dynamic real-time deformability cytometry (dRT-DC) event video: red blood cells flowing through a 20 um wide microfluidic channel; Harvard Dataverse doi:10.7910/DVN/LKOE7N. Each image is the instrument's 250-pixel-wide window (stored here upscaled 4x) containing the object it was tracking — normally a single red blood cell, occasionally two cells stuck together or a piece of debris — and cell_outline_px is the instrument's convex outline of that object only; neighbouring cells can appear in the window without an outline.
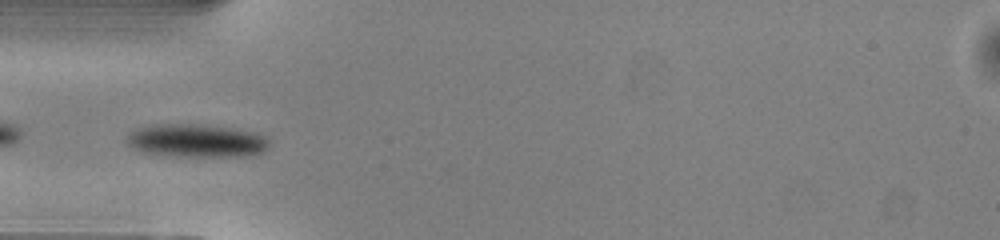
{"species": "common noctule bat (a hibernating species)", "species_latin": "Nyctalus noctula", "temperature_condition": "warm", "stored_images_in_passage": 49, "camera_frame_rate_fps": 3000, "um_per_image_px": 0.085, "animal": {"sex": "male", "body_mass_g": 13.0, "forearm_length_mm": 53.1}, "frame": {"image": 1, "passage_image": 14, "time_ms": 4.333, "image_size_px": [1000, 240], "cell_outline_px": [[268, 148], [264, 152], [244, 156], [176, 156], [144, 152], [132, 148], [124, 140], [136, 128], [152, 124], [196, 124], [228, 128], [256, 132], [264, 136], [268, 140]], "centroid_in_image_um": [16.68, 11.96], "position_along_channel_um": 68.3, "area_um2": 27.4}}
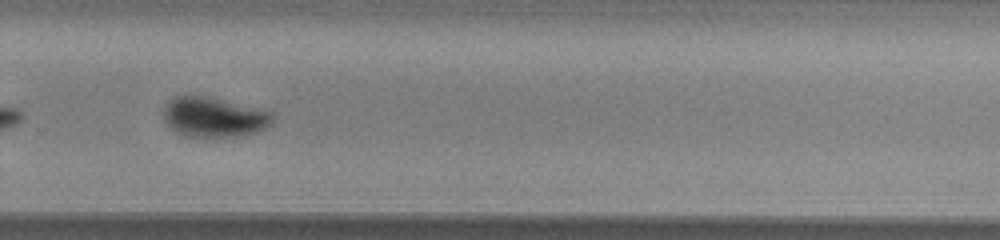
{"frame": {"image": 2, "passage_image": 32, "time_ms": 10.333, "image_size_px": [1000, 240], "cell_outline_px": [[272, 124], [256, 132], [240, 136], [188, 136], [176, 132], [168, 124], [164, 116], [164, 112], [168, 104], [176, 96], [208, 96], [272, 112]], "centroid_in_image_um": [18.22, 9.96], "position_along_channel_um": 311.6, "area_um2": 24.68}}
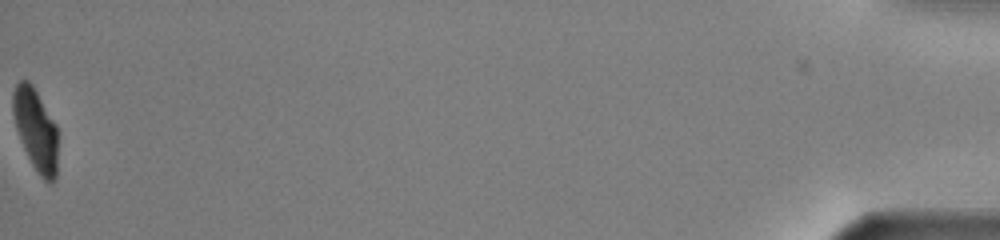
{"frame": {"image": 3, "passage_image": 49, "time_ms": 16.0, "image_size_px": [1000, 240], "cell_outline_px": [[56, 176], [48, 184], [40, 176], [32, 164], [24, 148], [16, 128], [12, 112], [12, 92], [16, 84], [20, 80], [28, 80], [32, 84], [56, 124]], "centroid_in_image_um": [3.0, 10.98], "position_along_channel_um": 432.2, "area_um2": 21.15}, "authors_computed_cell_mechanics": {"area_um2": 27.0504, "velocity_mm_per_s": 4.0535, "shape_relaxation_time_tau1_ms": 2.2621, "shape_relaxation_time_tau2_ms": 2.8484, "deformation_change_tau1": 0.1168, "deformation_change_tau2": 0.0496}}